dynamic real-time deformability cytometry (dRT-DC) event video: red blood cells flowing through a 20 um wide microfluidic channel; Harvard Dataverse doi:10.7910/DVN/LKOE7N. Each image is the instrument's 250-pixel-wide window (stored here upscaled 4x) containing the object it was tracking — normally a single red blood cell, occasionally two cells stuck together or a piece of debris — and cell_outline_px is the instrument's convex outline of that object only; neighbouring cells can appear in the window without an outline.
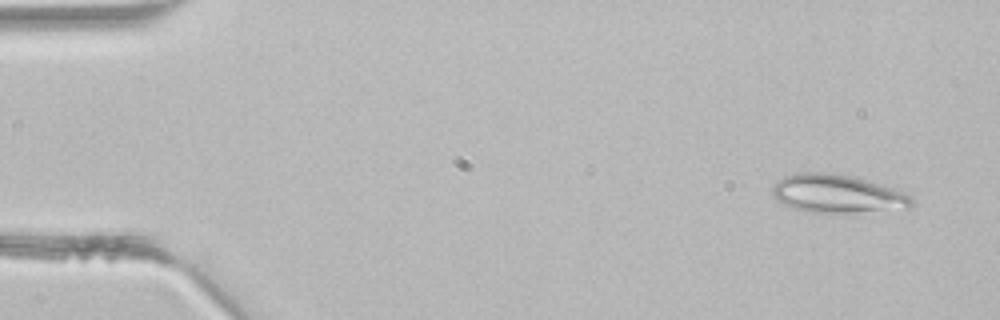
{"species": "common noctule bat (a hibernating species)", "species_latin": "Nyctalus noctula", "temperature_condition": "room temperature", "stored_images_in_passage": 2, "camera_frame_rate_fps": 3000, "um_per_image_px": 0.085, "animal": {"sex": "male", "body_mass_g": 21.5, "forearm_length_mm": 52.0}, "frame": {"image": 1, "passage_image": 1, "time_ms": 0.0, "image_size_px": [1000, 320], "cell_outline_px": [[912, 204], [908, 208], [848, 212], [804, 212], [792, 208], [776, 200], [772, 192], [772, 188], [784, 176], [796, 172], [832, 172], [884, 184], [912, 196]], "centroid_in_image_um": [71.14, 16.45], "position_along_channel_um": 13.9, "area_um2": 30.92}}